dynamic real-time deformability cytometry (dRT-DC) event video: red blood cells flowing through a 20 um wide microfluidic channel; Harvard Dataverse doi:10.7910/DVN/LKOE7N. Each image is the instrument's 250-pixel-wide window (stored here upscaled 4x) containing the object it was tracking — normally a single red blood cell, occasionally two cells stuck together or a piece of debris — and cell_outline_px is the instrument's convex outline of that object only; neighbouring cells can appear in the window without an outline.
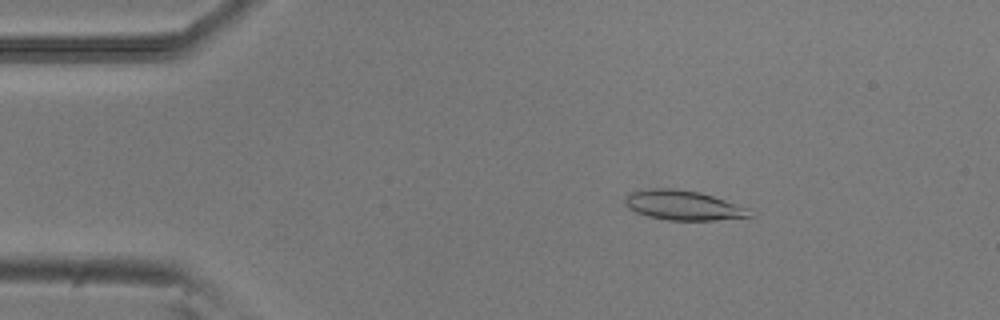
{"species": "common noctule bat (a hibernating species)", "species_latin": "Nyctalus noctula", "temperature_condition": "room temperature", "stored_images_in_passage": 51, "camera_frame_rate_fps": 3000, "um_per_image_px": 0.085, "animal": {"sex": "male", "body_mass_g": 20.5, "forearm_length_mm": 52.5}, "frame": {"image": 1, "passage_image": 8, "time_ms": 2.333, "image_size_px": [1000, 320], "cell_outline_px": [[752, 216], [712, 220], [668, 220], [648, 216], [636, 212], [628, 208], [624, 200], [628, 192], [652, 188], [672, 188], [700, 192], [748, 208]], "centroid_in_image_um": [58.01, 17.44], "position_along_channel_um": 27.0, "area_um2": 21.33}}
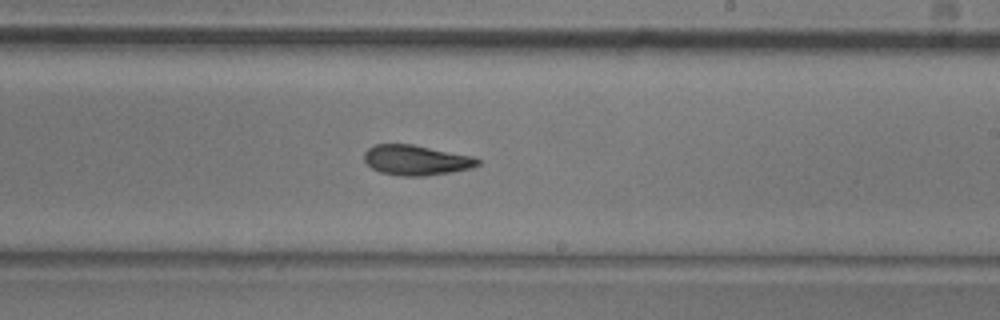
{"frame": {"image": 2, "passage_image": 30, "time_ms": 9.667, "image_size_px": [1000, 320], "cell_outline_px": [[480, 164], [472, 168], [452, 172], [424, 176], [400, 176], [380, 172], [372, 168], [364, 160], [364, 152], [368, 148], [376, 144], [412, 144], [472, 156], [480, 160]], "centroid_in_image_um": [35.37, 13.61], "position_along_channel_um": 253.6, "area_um2": 19.94}}
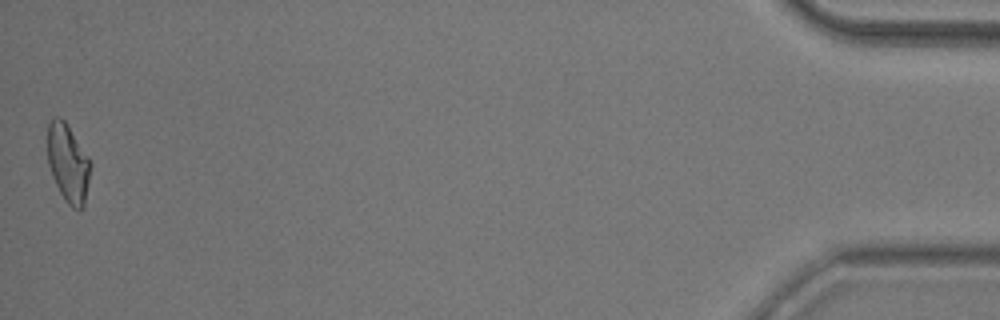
{"frame": {"image": 3, "passage_image": 51, "time_ms": 16.667, "image_size_px": [1000, 320], "cell_outline_px": [[92, 164], [84, 208], [80, 212], [72, 208], [64, 200], [52, 176], [48, 164], [48, 124], [52, 116], [60, 116], [64, 120], [88, 156]], "centroid_in_image_um": [5.8, 13.9], "position_along_channel_um": 429.4, "area_um2": 19.83}, "authors_computed_cell_mechanics": {"area_um2": 19.9988, "velocity_mm_per_s": 3.886, "shape_relaxation_time_tau1_ms": 6.9702, "shape_relaxation_time_tau2_ms": 3.2697, "deformation_change_tau1": 0.1858, "deformation_change_tau2": 0.1122}}